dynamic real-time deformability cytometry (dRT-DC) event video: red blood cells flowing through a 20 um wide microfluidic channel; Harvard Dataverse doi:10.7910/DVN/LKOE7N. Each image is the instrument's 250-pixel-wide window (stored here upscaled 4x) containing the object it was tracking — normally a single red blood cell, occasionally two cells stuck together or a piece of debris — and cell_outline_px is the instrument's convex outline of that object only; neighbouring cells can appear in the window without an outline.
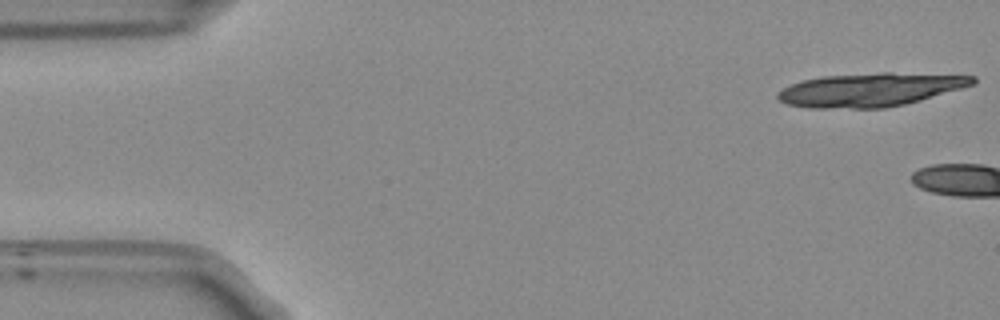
{"species": "Egyptian fruit bat (a non-hibernating species)", "species_latin": "Rousettus aegyptiacus", "temperature_condition": "room temperature", "stored_images_in_passage": 3, "camera_frame_rate_fps": 3000, "um_per_image_px": 0.085, "frame": {"image": 1, "passage_image": 1, "time_ms": 0.0, "image_size_px": [1000, 320], "cell_outline_px": [[976, 84], [920, 100], [904, 104], [884, 108], [808, 108], [784, 104], [776, 100], [776, 92], [800, 80], [820, 76], [880, 72], [892, 72], [976, 76]], "centroid_in_image_um": [73.92, 7.62], "position_along_channel_um": 11.1, "area_um2": 38.49}}